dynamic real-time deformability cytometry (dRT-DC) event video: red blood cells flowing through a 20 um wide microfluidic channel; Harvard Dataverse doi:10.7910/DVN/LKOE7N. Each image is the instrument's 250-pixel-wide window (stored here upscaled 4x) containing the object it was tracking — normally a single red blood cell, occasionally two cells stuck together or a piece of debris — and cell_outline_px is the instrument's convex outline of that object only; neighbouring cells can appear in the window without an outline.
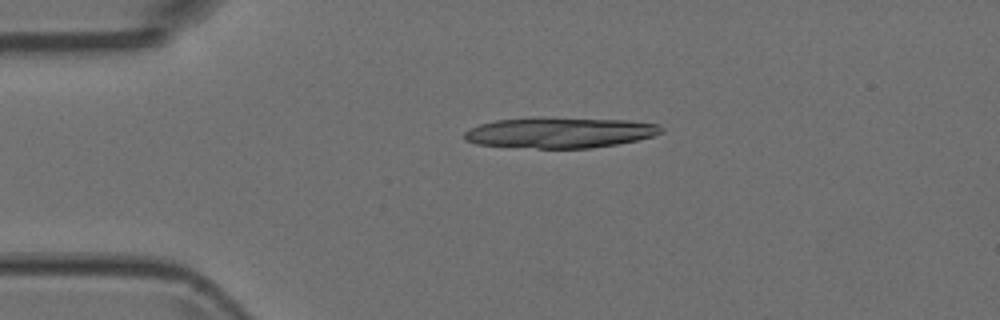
{"species": "Egyptian fruit bat (a non-hibernating species)", "species_latin": "Rousettus aegyptiacus", "temperature_condition": "room temperature", "stored_images_in_passage": 2, "camera_frame_rate_fps": 3000, "um_per_image_px": 0.085, "animal": {"sex": "female"}, "frame": {"image": 1, "passage_image": 1, "time_ms": 0.0, "image_size_px": [1000, 320], "cell_outline_px": [[664, 132], [652, 136], [636, 140], [616, 144], [592, 148], [536, 148], [476, 144], [464, 140], [464, 132], [468, 128], [480, 124], [496, 120], [540, 116], [628, 120], [660, 124], [664, 128]], "centroid_in_image_um": [47.58, 11.25], "position_along_channel_um": 37.4, "area_um2": 35.72}}